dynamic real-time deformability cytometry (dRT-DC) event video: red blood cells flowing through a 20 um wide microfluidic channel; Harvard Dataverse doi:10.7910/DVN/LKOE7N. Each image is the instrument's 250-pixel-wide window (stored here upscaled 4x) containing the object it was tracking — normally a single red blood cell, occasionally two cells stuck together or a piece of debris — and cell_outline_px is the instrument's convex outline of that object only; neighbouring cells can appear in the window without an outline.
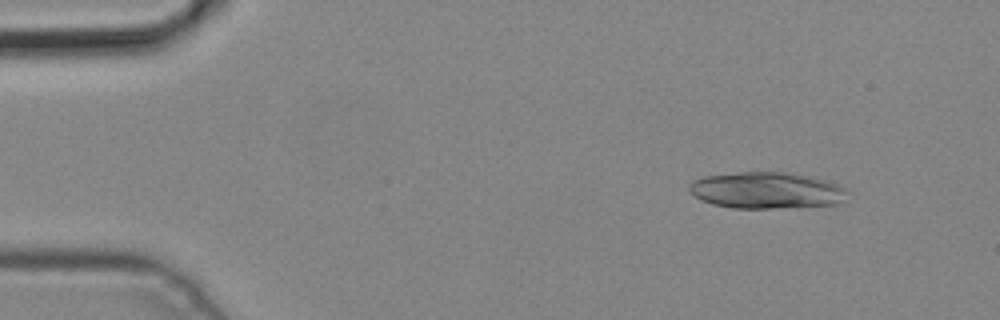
{"species": "common noctule bat (a hibernating species)", "species_latin": "Nyctalus noctula", "temperature_condition": "cold", "stored_images_in_passage": 5, "segment_of_instrument_passage": [1, 2], "camera_frame_rate_fps": 3000, "um_per_image_px": 0.085, "animal": {"sex": "male", "body_mass_g": 19.2, "forearm_length_mm": 51.8}, "frame": {"image": 1, "passage_image": 2, "time_ms": 0.333, "image_size_px": [1000, 320], "cell_outline_px": [[844, 192], [840, 200], [836, 204], [772, 208], [732, 208], [712, 204], [700, 200], [688, 192], [688, 184], [692, 180], [704, 176], [736, 172], [784, 172], [808, 176], [828, 180], [844, 188]], "centroid_in_image_um": [65.01, 16.17], "position_along_channel_um": 20.0, "area_um2": 33.41}}